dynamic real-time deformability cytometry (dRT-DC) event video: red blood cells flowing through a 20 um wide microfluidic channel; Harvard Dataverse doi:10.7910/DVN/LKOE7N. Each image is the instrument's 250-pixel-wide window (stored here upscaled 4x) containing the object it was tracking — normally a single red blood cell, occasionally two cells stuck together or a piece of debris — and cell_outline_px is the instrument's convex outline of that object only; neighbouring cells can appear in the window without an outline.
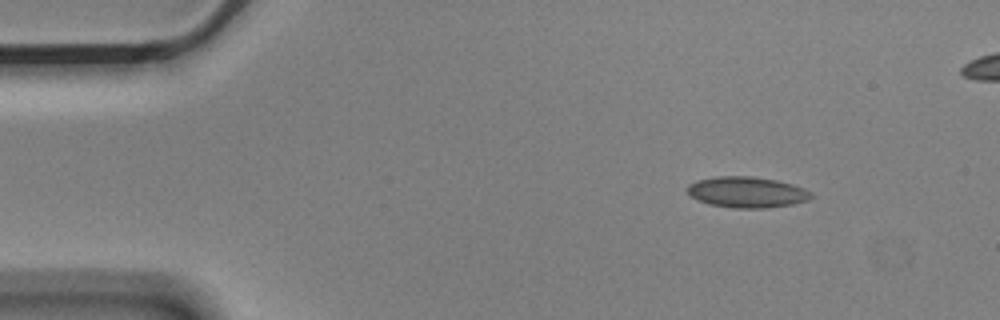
{"species": "Egyptian fruit bat (a non-hibernating species)", "species_latin": "Rousettus aegyptiacus", "temperature_condition": "cold", "stored_images_in_passage": 4, "camera_frame_rate_fps": 3000, "um_per_image_px": 0.085, "animal": {"sex": "male"}, "frame": {"image": 1, "passage_image": 1, "time_ms": 0.0, "image_size_px": [1000, 320], "cell_outline_px": [[816, 196], [808, 200], [792, 204], [764, 208], [732, 208], [708, 204], [696, 200], [684, 188], [688, 184], [696, 180], [716, 176], [752, 176], [776, 180], [792, 184], [804, 188], [812, 192]], "centroid_in_image_um": [63.47, 16.33], "position_along_channel_um": 21.5, "area_um2": 22.6}}